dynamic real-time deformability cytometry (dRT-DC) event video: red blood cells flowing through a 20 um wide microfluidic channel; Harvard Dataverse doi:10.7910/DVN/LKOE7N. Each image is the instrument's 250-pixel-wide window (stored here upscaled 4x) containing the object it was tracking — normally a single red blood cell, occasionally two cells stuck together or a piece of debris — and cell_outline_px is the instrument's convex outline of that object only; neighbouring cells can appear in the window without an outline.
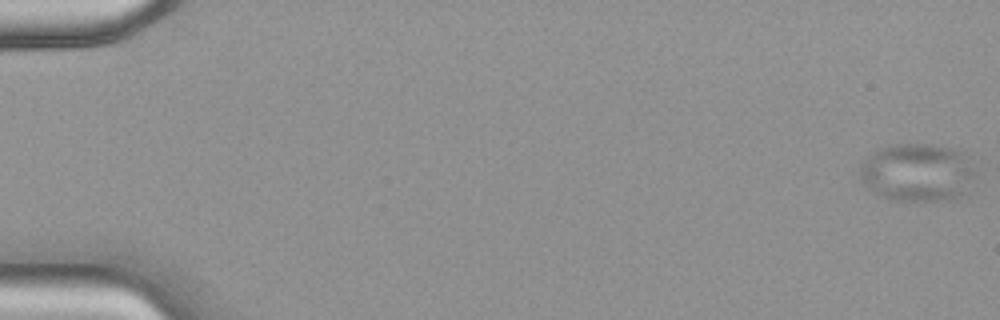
{"species": "common noctule bat (a hibernating species)", "species_latin": "Nyctalus noctula", "temperature_condition": "warm", "stored_images_in_passage": 6, "camera_frame_rate_fps": 3000, "um_per_image_px": 0.085, "animal": {"sex": "female", "body_mass_g": 18.4}, "frame": {"image": 1, "passage_image": 1, "time_ms": 0.0, "image_size_px": [1000, 320], "cell_outline_px": [[976, 176], [964, 192], [952, 200], [888, 200], [880, 196], [868, 188], [860, 180], [860, 168], [864, 160], [872, 152], [888, 144], [928, 144], [956, 148], [964, 156], [976, 172]], "centroid_in_image_um": [77.94, 14.65], "position_along_channel_um": 7.1, "area_um2": 39.13}}